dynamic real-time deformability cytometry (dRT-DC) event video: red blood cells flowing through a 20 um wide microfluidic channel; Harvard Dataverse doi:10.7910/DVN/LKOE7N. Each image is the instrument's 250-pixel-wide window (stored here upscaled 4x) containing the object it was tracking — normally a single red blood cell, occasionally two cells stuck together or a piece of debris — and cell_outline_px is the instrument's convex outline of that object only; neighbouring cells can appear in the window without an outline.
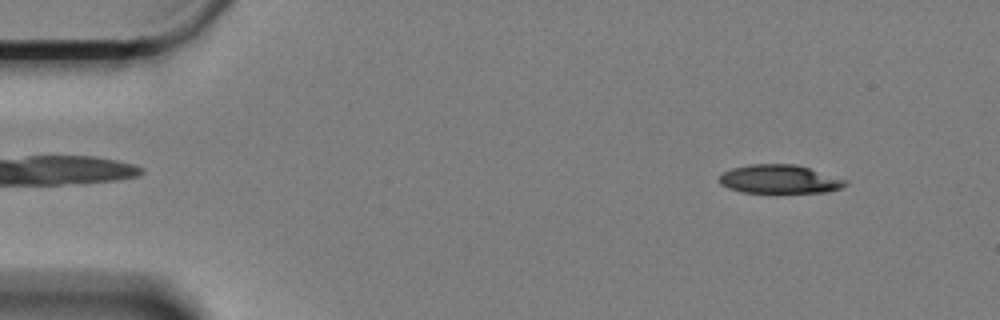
{"species": "Egyptian fruit bat (a non-hibernating species)", "species_latin": "Rousettus aegyptiacus", "temperature_condition": "cold", "stored_images_in_passage": 23, "camera_frame_rate_fps": 3000, "um_per_image_px": 0.085, "animal": {"sex": "female"}, "frame": {"image": 1, "passage_image": 5, "time_ms": 1.333, "image_size_px": [1000, 320], "cell_outline_px": [[848, 184], [840, 188], [828, 192], [740, 192], [728, 188], [720, 184], [720, 176], [724, 172], [732, 168], [748, 164], [796, 164], [848, 180]], "centroid_in_image_um": [66.27, 15.22], "position_along_channel_um": 18.7, "area_um2": 20.98}}
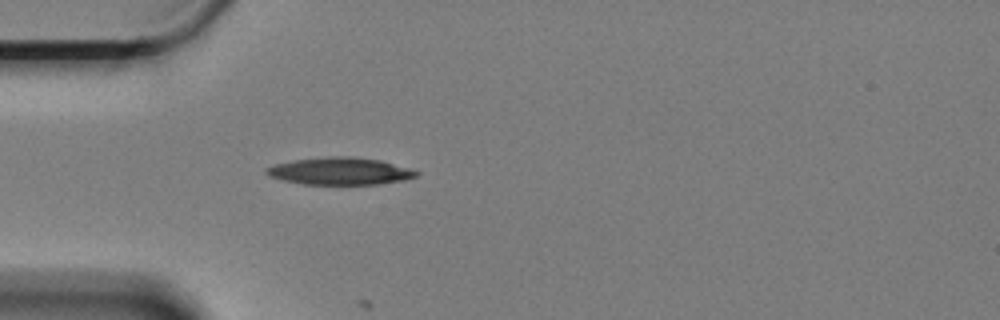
{"frame": {"image": 2, "passage_image": 16, "time_ms": 5.0, "image_size_px": [1000, 320], "cell_outline_px": [[420, 172], [416, 176], [404, 180], [376, 184], [304, 184], [284, 180], [268, 176], [264, 172], [264, 168], [276, 164], [296, 160], [332, 156], [352, 156], [380, 160], [408, 168]], "centroid_in_image_um": [28.88, 14.54], "position_along_channel_um": 56.1, "area_um2": 23.58}}
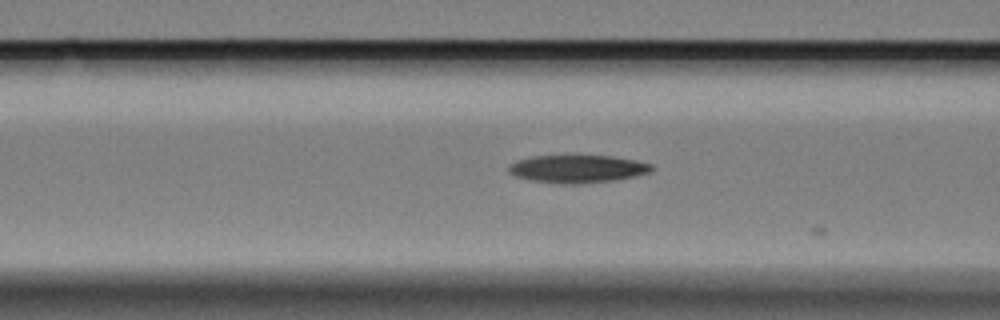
{"frame": {"image": 3, "passage_image": 22, "time_ms": 7.0, "image_size_px": [1000, 320], "cell_outline_px": [[656, 168], [652, 172], [620, 180], [580, 184], [560, 184], [528, 180], [512, 176], [508, 172], [508, 164], [516, 160], [532, 156], [612, 156], [636, 160], [652, 164]], "centroid_in_image_um": [49.09, 14.37], "position_along_channel_um": 117.5, "area_um2": 23.76}}